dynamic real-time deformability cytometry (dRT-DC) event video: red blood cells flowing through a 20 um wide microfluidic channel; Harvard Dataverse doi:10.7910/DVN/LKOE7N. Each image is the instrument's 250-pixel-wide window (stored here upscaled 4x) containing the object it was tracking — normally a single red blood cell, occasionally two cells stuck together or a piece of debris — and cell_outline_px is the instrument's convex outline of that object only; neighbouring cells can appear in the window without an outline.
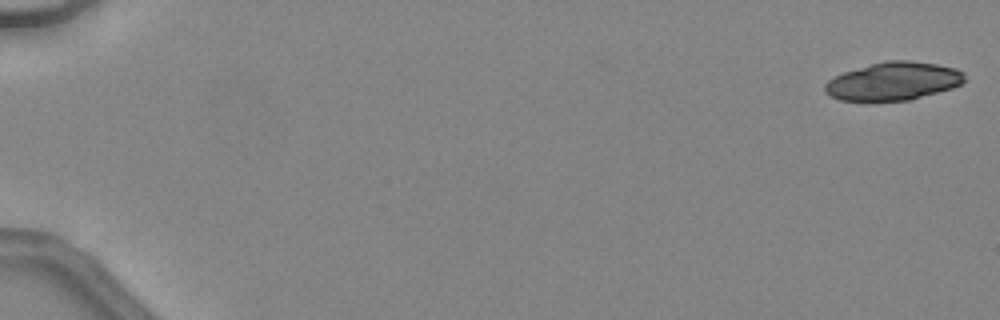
{"species": "common noctule bat (a hibernating species)", "species_latin": "Nyctalus noctula", "temperature_condition": "warm", "stored_images_in_passage": 21, "camera_frame_rate_fps": 3000, "um_per_image_px": 0.085, "animal": {"sex": "female", "body_mass_g": 24.6, "forearm_length_mm": 56.2}, "frame": {"image": 1, "passage_image": 1, "time_ms": 0.0, "image_size_px": [1000, 320], "cell_outline_px": [[964, 80], [960, 84], [952, 88], [908, 100], [840, 100], [828, 96], [824, 92], [824, 84], [828, 80], [844, 72], [884, 60], [908, 60], [936, 64], [956, 68], [964, 72]], "centroid_in_image_um": [75.91, 6.89], "position_along_channel_um": 9.1, "area_um2": 30.81}}